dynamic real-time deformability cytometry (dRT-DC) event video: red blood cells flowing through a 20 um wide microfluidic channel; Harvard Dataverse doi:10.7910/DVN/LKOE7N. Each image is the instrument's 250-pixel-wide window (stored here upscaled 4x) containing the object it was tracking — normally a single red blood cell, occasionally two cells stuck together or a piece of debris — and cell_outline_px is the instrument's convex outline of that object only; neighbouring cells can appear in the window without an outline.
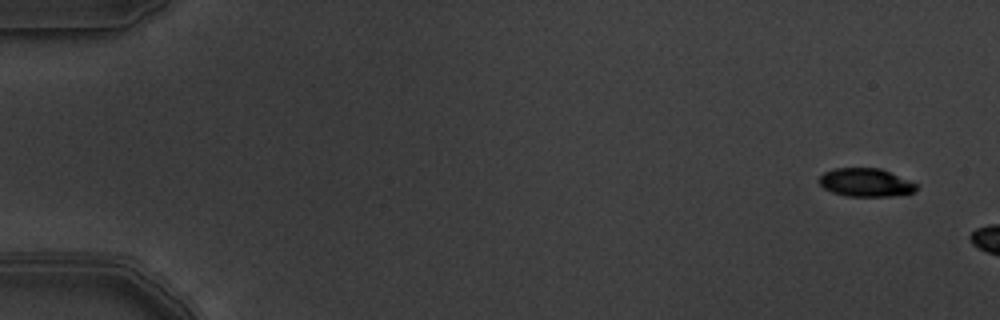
{"species": "common noctule bat (a hibernating species)", "species_latin": "Nyctalus noctula", "temperature_condition": "warm", "stored_images_in_passage": 3, "camera_frame_rate_fps": 3000, "um_per_image_px": 0.085, "animal": {"sex": "male", "body_mass_g": 19.5, "forearm_length_mm": 54.6}, "frame": {"image": 1, "passage_image": 1, "time_ms": 0.0, "image_size_px": [1000, 320], "cell_outline_px": [[920, 184], [916, 192], [892, 196], [848, 196], [832, 192], [824, 188], [816, 180], [824, 172], [836, 168], [880, 168]], "centroid_in_image_um": [73.62, 15.51], "position_along_channel_um": 11.4, "area_um2": 16.24}}